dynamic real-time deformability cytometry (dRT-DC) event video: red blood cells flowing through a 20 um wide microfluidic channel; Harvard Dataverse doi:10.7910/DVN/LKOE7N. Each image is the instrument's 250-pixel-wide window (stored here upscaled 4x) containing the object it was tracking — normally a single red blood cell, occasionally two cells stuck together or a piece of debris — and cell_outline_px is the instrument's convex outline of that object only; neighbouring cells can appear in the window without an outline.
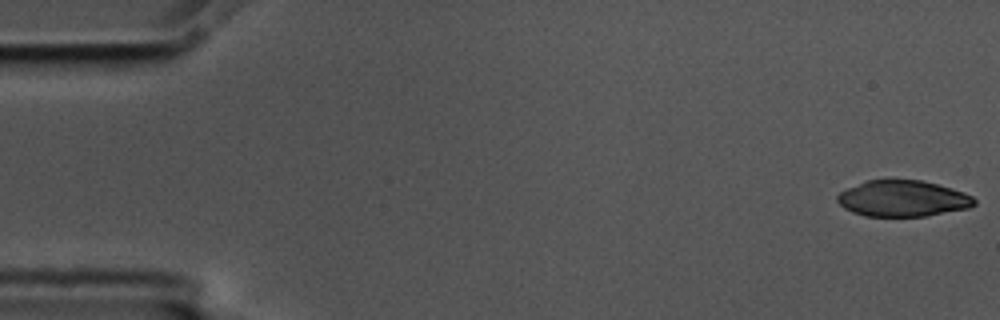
{"species": "common noctule bat (a hibernating species)", "species_latin": "Nyctalus noctula", "temperature_condition": "cold", "stored_images_in_passage": 56, "camera_frame_rate_fps": 3000, "um_per_image_px": 0.085, "animal": {"sex": "male", "body_mass_g": 17.5, "forearm_length_mm": 52.3}, "frame": {"image": 1, "passage_image": 1, "time_ms": 0.0, "image_size_px": [1000, 320], "cell_outline_px": [[976, 204], [968, 208], [924, 216], [864, 216], [852, 212], [844, 208], [836, 200], [836, 196], [840, 192], [848, 188], [868, 180], [888, 176], [924, 180], [952, 188], [964, 192], [972, 196], [976, 200]], "centroid_in_image_um": [76.72, 16.83], "position_along_channel_um": 8.3, "area_um2": 29.59}}